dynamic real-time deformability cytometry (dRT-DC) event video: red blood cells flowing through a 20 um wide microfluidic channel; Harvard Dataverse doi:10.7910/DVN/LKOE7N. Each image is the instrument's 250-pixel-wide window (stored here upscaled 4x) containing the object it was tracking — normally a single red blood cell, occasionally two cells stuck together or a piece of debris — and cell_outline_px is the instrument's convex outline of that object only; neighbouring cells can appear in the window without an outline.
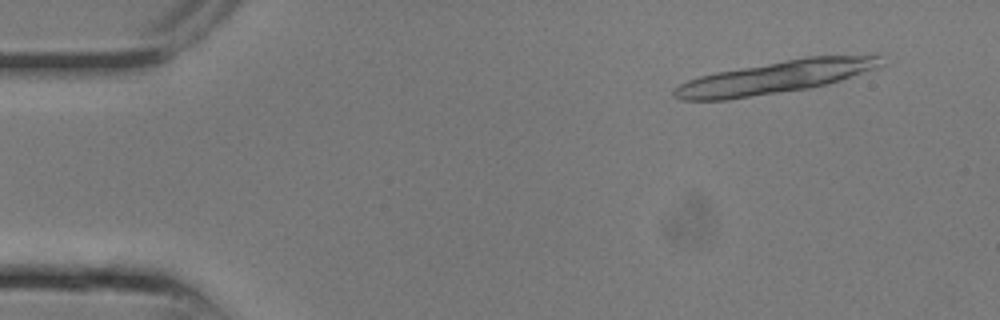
{"species": "common noctule bat (a hibernating species)", "species_latin": "Nyctalus noctula", "temperature_condition": "room temperature", "stored_images_in_passage": 3, "camera_frame_rate_fps": 3000, "um_per_image_px": 0.085, "animal": {"sex": "male", "body_mass_g": 13.3}, "frame": {"image": 1, "passage_image": 1, "time_ms": 0.0, "image_size_px": [1000, 320], "cell_outline_px": [[812, 84], [788, 88], [736, 96], [720, 96], [732, 72], [780, 64], [788, 64]], "centroid_in_image_um": [64.87, 6.83], "position_along_channel_um": 20.1, "area_um2": 13.18}}